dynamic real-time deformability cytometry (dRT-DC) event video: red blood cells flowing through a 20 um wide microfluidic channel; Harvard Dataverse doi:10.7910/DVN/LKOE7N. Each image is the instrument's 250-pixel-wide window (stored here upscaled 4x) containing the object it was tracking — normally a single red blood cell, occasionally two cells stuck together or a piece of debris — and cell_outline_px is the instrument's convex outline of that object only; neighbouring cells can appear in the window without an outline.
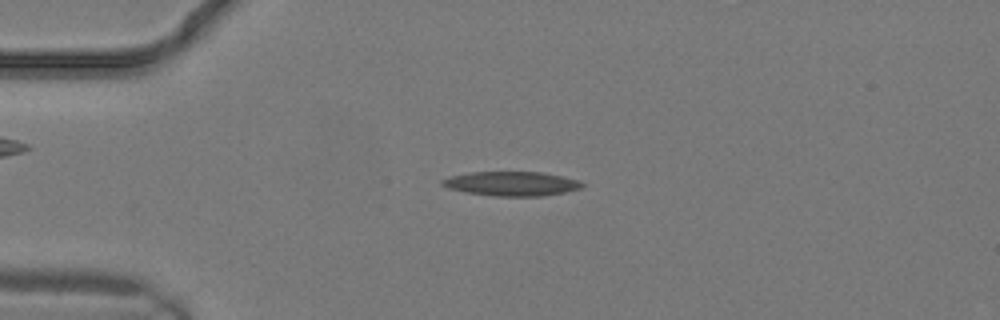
{"species": "common noctule bat (a hibernating species)", "species_latin": "Nyctalus noctula", "temperature_condition": "warm", "stored_images_in_passage": 14, "camera_frame_rate_fps": 3000, "um_per_image_px": 0.085, "animal": {"sex": "male", "body_mass_g": 19.2, "forearm_length_mm": 51.8}, "frame": {"image": 1, "passage_image": 6, "time_ms": 1.667, "image_size_px": [1000, 320], "cell_outline_px": [[584, 188], [544, 196], [492, 196], [468, 192], [448, 188], [440, 184], [440, 180], [452, 176], [472, 172], [540, 172], [580, 180], [584, 184]], "centroid_in_image_um": [43.51, 15.62], "position_along_channel_um": 41.5, "area_um2": 19.77}}
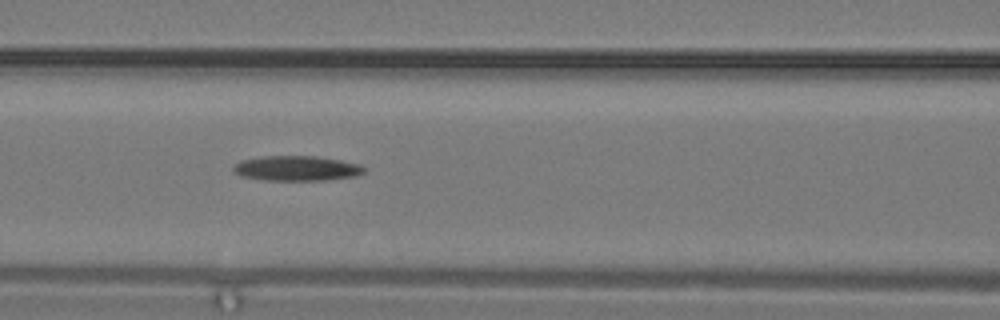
{"frame": {"image": 2, "passage_image": 11, "time_ms": 3.333, "image_size_px": [1000, 320], "cell_outline_px": [[368, 168], [364, 172], [356, 176], [328, 180], [264, 180], [240, 176], [232, 172], [232, 164], [240, 160], [260, 156], [316, 156], [340, 160], [360, 164]], "centroid_in_image_um": [25.18, 14.3], "position_along_channel_um": 141.4, "area_um2": 19.42}}
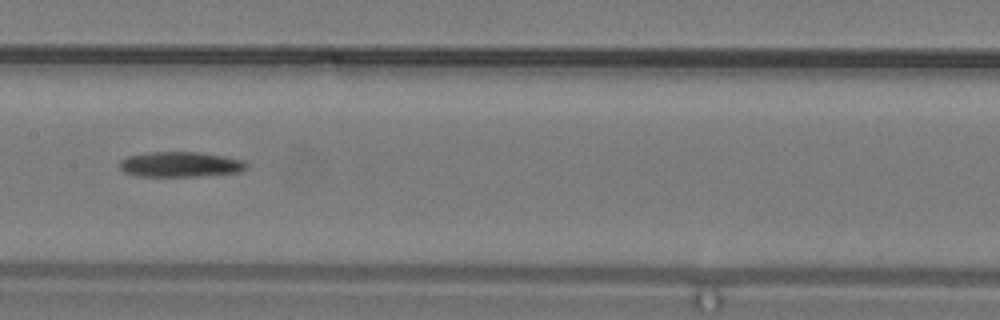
{"frame": {"image": 3, "passage_image": 13, "time_ms": 4.0, "image_size_px": [1000, 320], "cell_outline_px": [[248, 168], [240, 172], [200, 176], [136, 176], [124, 172], [120, 168], [120, 160], [128, 156], [148, 152], [200, 152], [244, 160], [248, 164]], "centroid_in_image_um": [15.34, 13.97], "position_along_channel_um": 192.1, "area_um2": 18.73}}